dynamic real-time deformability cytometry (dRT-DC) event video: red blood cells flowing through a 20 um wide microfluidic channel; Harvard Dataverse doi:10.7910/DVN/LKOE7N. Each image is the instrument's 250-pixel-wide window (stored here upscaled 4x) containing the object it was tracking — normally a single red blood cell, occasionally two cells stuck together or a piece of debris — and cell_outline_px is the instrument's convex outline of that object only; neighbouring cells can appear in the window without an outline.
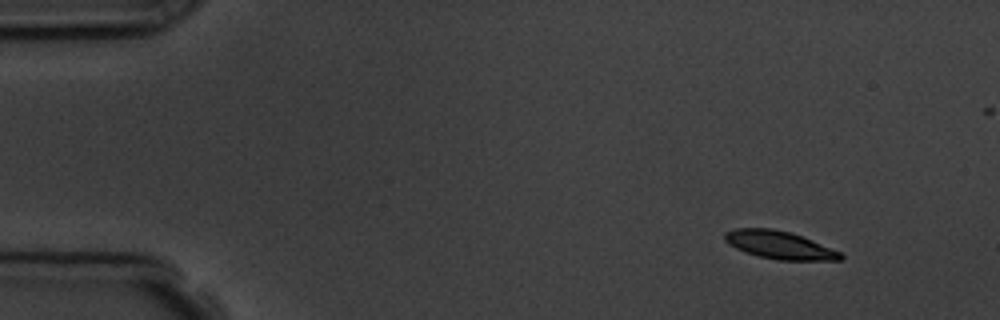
{"species": "common noctule bat (a hibernating species)", "species_latin": "Nyctalus noctula", "temperature_condition": "room temperature", "stored_images_in_passage": 5, "segment_of_instrument_passage": [1, 2], "camera_frame_rate_fps": 3000, "um_per_image_px": 0.085, "animal": {"sex": "male", "body_mass_g": 19.5, "forearm_length_mm": 54.6}, "frame": {"image": 1, "passage_image": 1, "time_ms": 0.0, "image_size_px": [1000, 320], "cell_outline_px": [[844, 256], [840, 260], [776, 260], [760, 256], [736, 248], [728, 244], [724, 240], [724, 232], [736, 228], [772, 228], [788, 232], [812, 240], [840, 252]], "centroid_in_image_um": [66.22, 20.82], "position_along_channel_um": 18.8, "area_um2": 18.55}}
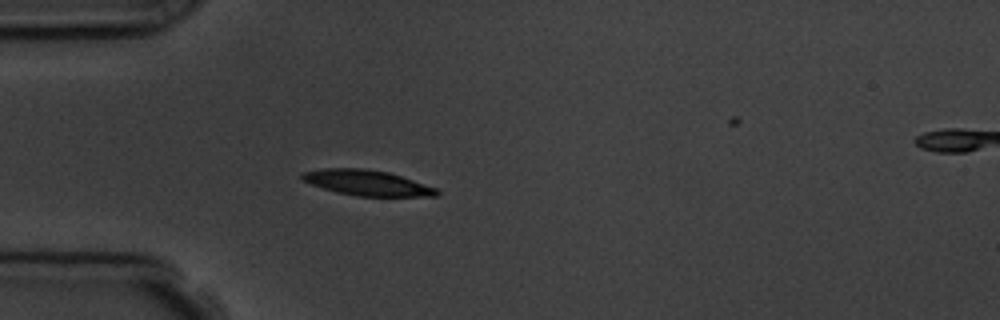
{"frame": {"image": 2, "passage_image": 4, "time_ms": 3.333, "image_size_px": [1000, 320], "cell_outline_px": [[440, 192], [436, 196], [356, 196], [336, 192], [300, 180], [300, 176], [304, 172], [324, 168], [364, 168], [388, 172], [436, 188]], "centroid_in_image_um": [31.17, 15.54], "position_along_channel_um": 53.8, "area_um2": 19.77}}